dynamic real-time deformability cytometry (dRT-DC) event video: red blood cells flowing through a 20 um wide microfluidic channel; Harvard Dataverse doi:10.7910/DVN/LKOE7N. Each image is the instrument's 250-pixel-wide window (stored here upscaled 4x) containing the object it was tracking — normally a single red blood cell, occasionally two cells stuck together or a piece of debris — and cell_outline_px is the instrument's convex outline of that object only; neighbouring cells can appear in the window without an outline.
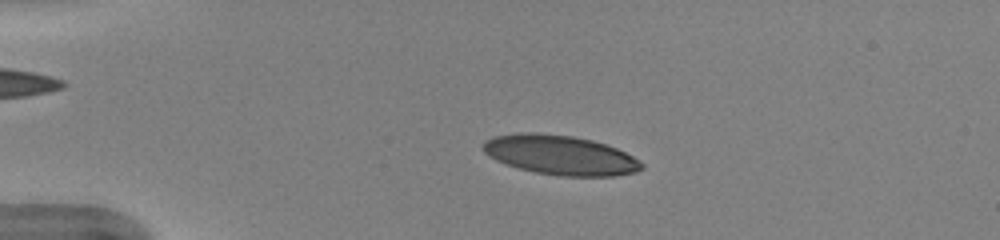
{"species": "human", "species_latin": "Homo sapiens", "temperature_condition": "warm", "stored_images_in_passage": 43, "camera_frame_rate_fps": 3000, "um_per_image_px": 0.085, "donor": {"sex": "female"}, "frame": {"image": 1, "passage_image": 4, "time_ms": 1.0, "image_size_px": [1000, 240], "cell_outline_px": [[644, 168], [636, 172], [612, 176], [560, 176], [536, 172], [520, 168], [496, 160], [488, 156], [480, 148], [484, 140], [492, 136], [520, 132], [536, 132], [572, 136], [592, 140], [616, 148], [640, 160], [644, 164]], "centroid_in_image_um": [47.59, 13.17], "position_along_channel_um": 37.4, "area_um2": 36.65}}
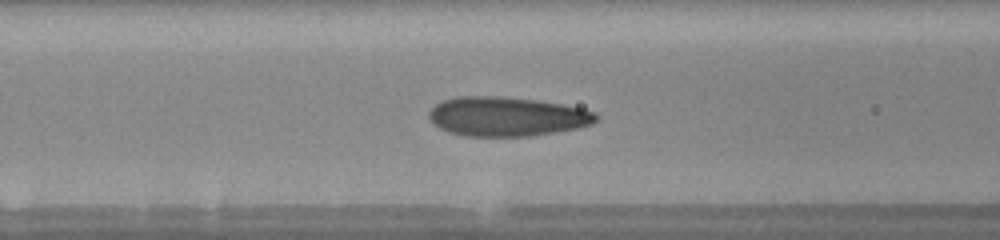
{"frame": {"image": 2, "passage_image": 14, "time_ms": 4.333, "image_size_px": [1000, 240], "cell_outline_px": [[600, 116], [592, 124], [576, 128], [532, 136], [464, 136], [448, 132], [432, 124], [428, 116], [428, 112], [436, 104], [444, 100], [456, 96], [496, 96], [536, 100], [584, 108], [596, 112]], "centroid_in_image_um": [43.07, 9.9], "position_along_channel_um": 123.5, "area_um2": 38.44}}
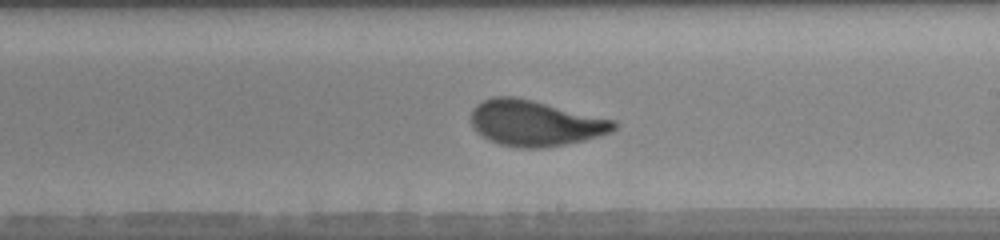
{"frame": {"image": 3, "passage_image": 23, "time_ms": 7.333, "image_size_px": [1000, 240], "cell_outline_px": [[616, 128], [612, 132], [584, 140], [544, 148], [516, 148], [500, 144], [476, 132], [472, 128], [472, 108], [476, 104], [492, 96], [516, 96], [616, 120]], "centroid_in_image_um": [45.48, 10.46], "position_along_channel_um": 243.5, "area_um2": 38.09}, "authors_computed_cell_mechanics": {"area_um2": 37.1654, "velocity_mm_per_s": 4.0, "shape_relaxation_time_tau1_ms": 3.7843, "shape_relaxation_time_tau2_ms": null, "deformation_change_tau1": 0.1768, "deformation_change_tau2": null}}